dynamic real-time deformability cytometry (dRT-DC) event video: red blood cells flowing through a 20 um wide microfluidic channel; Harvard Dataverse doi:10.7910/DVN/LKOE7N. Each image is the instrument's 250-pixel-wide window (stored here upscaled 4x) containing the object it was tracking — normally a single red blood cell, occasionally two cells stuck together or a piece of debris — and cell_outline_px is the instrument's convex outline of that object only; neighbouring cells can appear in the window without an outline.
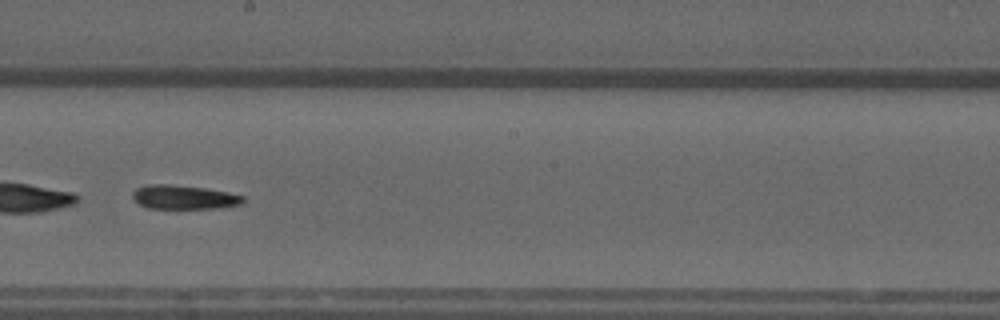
{"species": "common noctule bat (a hibernating species)", "species_latin": "Nyctalus noctula", "temperature_condition": "warm", "stored_images_in_passage": 45, "camera_frame_rate_fps": 3000, "um_per_image_px": 0.085, "animal": {"sex": "male", "forearm_length_mm": 52.5}, "frame": {"image": 1, "passage_image": 29, "time_ms": 9.333, "image_size_px": [1000, 320], "cell_outline_px": [[244, 200], [240, 204], [216, 208], [148, 208], [140, 204], [132, 196], [132, 192], [136, 188], [152, 184], [168, 184], [204, 188], [228, 192], [244, 196]], "centroid_in_image_um": [15.62, 16.75], "position_along_channel_um": 232.6, "area_um2": 15.2}}